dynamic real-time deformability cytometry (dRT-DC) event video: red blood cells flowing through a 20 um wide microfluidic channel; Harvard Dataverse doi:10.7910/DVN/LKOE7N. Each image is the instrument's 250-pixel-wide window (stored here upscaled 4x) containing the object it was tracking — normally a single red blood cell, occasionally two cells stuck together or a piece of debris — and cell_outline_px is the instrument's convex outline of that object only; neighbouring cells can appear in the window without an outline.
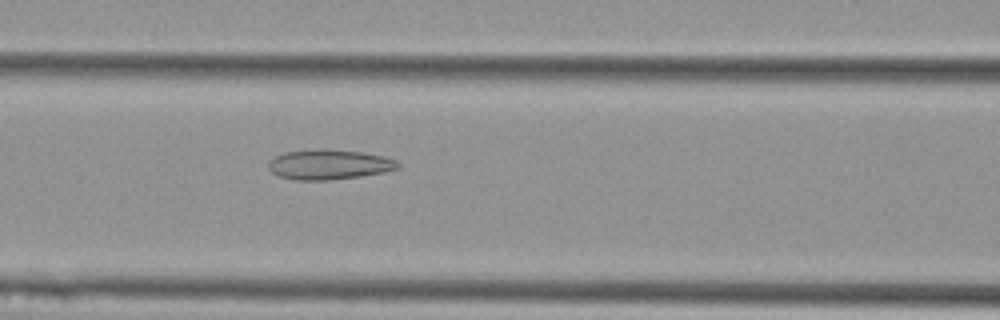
{"species": "Egyptian fruit bat (a non-hibernating species)", "species_latin": "Rousettus aegyptiacus", "temperature_condition": "cold", "stored_images_in_passage": 6, "camera_frame_rate_fps": 3000, "um_per_image_px": 0.085, "animal": {"sex": "female"}, "frame": {"image": 1, "passage_image": 6, "time_ms": 1.667, "image_size_px": [1000, 320], "cell_outline_px": [[400, 168], [384, 172], [360, 176], [328, 180], [296, 180], [276, 176], [268, 168], [268, 160], [284, 152], [360, 152], [384, 156], [396, 160], [400, 164]], "centroid_in_image_um": [27.97, 14.04], "position_along_channel_um": 138.6, "area_um2": 21.68}}